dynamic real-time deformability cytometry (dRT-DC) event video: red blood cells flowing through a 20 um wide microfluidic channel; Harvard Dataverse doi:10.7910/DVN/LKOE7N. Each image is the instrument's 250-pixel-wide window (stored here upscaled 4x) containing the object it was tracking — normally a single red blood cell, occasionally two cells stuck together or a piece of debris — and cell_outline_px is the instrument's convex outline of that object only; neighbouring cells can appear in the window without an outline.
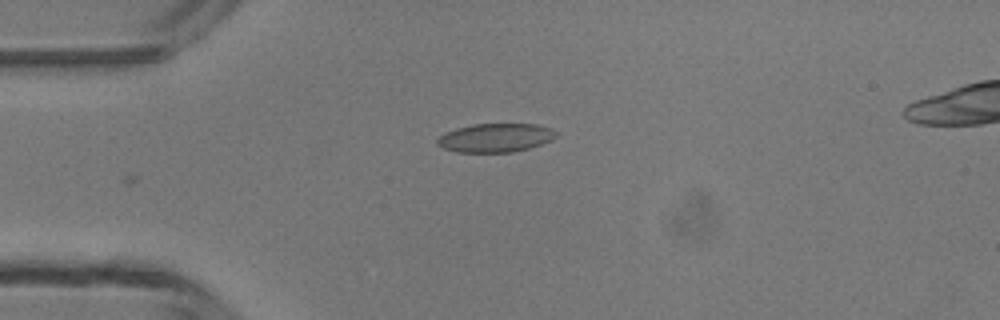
{"species": "common noctule bat (a hibernating species)", "species_latin": "Nyctalus noctula", "temperature_condition": "room temperature", "stored_images_in_passage": 2, "camera_frame_rate_fps": 3000, "um_per_image_px": 0.085, "animal": {"sex": "male", "body_mass_g": 13.3}, "frame": {"image": 1, "passage_image": 1, "time_ms": 0.0, "image_size_px": [1000, 320], "cell_outline_px": [[556, 136], [552, 140], [528, 148], [512, 152], [456, 152], [444, 148], [436, 144], [436, 140], [444, 132], [456, 128], [472, 124], [536, 124], [552, 128], [556, 132]], "centroid_in_image_um": [42.09, 11.7], "position_along_channel_um": 42.9, "area_um2": 19.88}}